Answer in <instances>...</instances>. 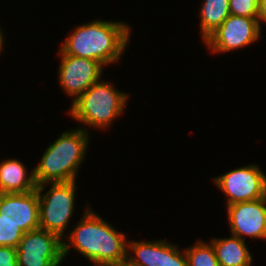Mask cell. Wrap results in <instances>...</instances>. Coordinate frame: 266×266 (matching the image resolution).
Returning a JSON list of instances; mask_svg holds the SVG:
<instances>
[{"label":"cell","mask_w":266,"mask_h":266,"mask_svg":"<svg viewBox=\"0 0 266 266\" xmlns=\"http://www.w3.org/2000/svg\"><path fill=\"white\" fill-rule=\"evenodd\" d=\"M84 211L78 225L65 237L70 244L63 242V257H66L73 246L96 266L127 261L128 241L125 235L115 230L90 207Z\"/></svg>","instance_id":"6da1fadb"},{"label":"cell","mask_w":266,"mask_h":266,"mask_svg":"<svg viewBox=\"0 0 266 266\" xmlns=\"http://www.w3.org/2000/svg\"><path fill=\"white\" fill-rule=\"evenodd\" d=\"M130 27L123 22L95 20L79 25L63 41L66 55L100 62L103 66L119 61L128 45Z\"/></svg>","instance_id":"7a4b0ae2"},{"label":"cell","mask_w":266,"mask_h":266,"mask_svg":"<svg viewBox=\"0 0 266 266\" xmlns=\"http://www.w3.org/2000/svg\"><path fill=\"white\" fill-rule=\"evenodd\" d=\"M85 128L66 131L45 150L33 169L36 185L76 180L89 141Z\"/></svg>","instance_id":"3957f363"},{"label":"cell","mask_w":266,"mask_h":266,"mask_svg":"<svg viewBox=\"0 0 266 266\" xmlns=\"http://www.w3.org/2000/svg\"><path fill=\"white\" fill-rule=\"evenodd\" d=\"M127 99L110 82L98 80L72 103L69 113L90 127L106 128L123 113Z\"/></svg>","instance_id":"277c9868"},{"label":"cell","mask_w":266,"mask_h":266,"mask_svg":"<svg viewBox=\"0 0 266 266\" xmlns=\"http://www.w3.org/2000/svg\"><path fill=\"white\" fill-rule=\"evenodd\" d=\"M75 183V181L51 183L50 190L44 194L41 192L45 190L46 184L36 187L40 228L55 233L62 240L75 208Z\"/></svg>","instance_id":"5b68a950"},{"label":"cell","mask_w":266,"mask_h":266,"mask_svg":"<svg viewBox=\"0 0 266 266\" xmlns=\"http://www.w3.org/2000/svg\"><path fill=\"white\" fill-rule=\"evenodd\" d=\"M18 266H60L63 240L45 229L24 233L17 248Z\"/></svg>","instance_id":"8992f818"},{"label":"cell","mask_w":266,"mask_h":266,"mask_svg":"<svg viewBox=\"0 0 266 266\" xmlns=\"http://www.w3.org/2000/svg\"><path fill=\"white\" fill-rule=\"evenodd\" d=\"M213 180L227 195V206L266 197V174L257 165L239 167Z\"/></svg>","instance_id":"52a82bcc"},{"label":"cell","mask_w":266,"mask_h":266,"mask_svg":"<svg viewBox=\"0 0 266 266\" xmlns=\"http://www.w3.org/2000/svg\"><path fill=\"white\" fill-rule=\"evenodd\" d=\"M258 18L230 14L204 43L212 52L223 53L247 47L260 38Z\"/></svg>","instance_id":"ba28073f"},{"label":"cell","mask_w":266,"mask_h":266,"mask_svg":"<svg viewBox=\"0 0 266 266\" xmlns=\"http://www.w3.org/2000/svg\"><path fill=\"white\" fill-rule=\"evenodd\" d=\"M59 51V83L69 96H74L73 103L93 83L101 80L104 66L96 60L66 55Z\"/></svg>","instance_id":"9c48e42d"},{"label":"cell","mask_w":266,"mask_h":266,"mask_svg":"<svg viewBox=\"0 0 266 266\" xmlns=\"http://www.w3.org/2000/svg\"><path fill=\"white\" fill-rule=\"evenodd\" d=\"M232 235L266 239V197L227 206Z\"/></svg>","instance_id":"30bf717a"},{"label":"cell","mask_w":266,"mask_h":266,"mask_svg":"<svg viewBox=\"0 0 266 266\" xmlns=\"http://www.w3.org/2000/svg\"><path fill=\"white\" fill-rule=\"evenodd\" d=\"M166 241L128 242L127 261L133 266H187V256L185 250L183 253Z\"/></svg>","instance_id":"8fae6325"},{"label":"cell","mask_w":266,"mask_h":266,"mask_svg":"<svg viewBox=\"0 0 266 266\" xmlns=\"http://www.w3.org/2000/svg\"><path fill=\"white\" fill-rule=\"evenodd\" d=\"M0 215L24 233L40 228L37 189L26 193H0Z\"/></svg>","instance_id":"7c38bea8"},{"label":"cell","mask_w":266,"mask_h":266,"mask_svg":"<svg viewBox=\"0 0 266 266\" xmlns=\"http://www.w3.org/2000/svg\"><path fill=\"white\" fill-rule=\"evenodd\" d=\"M27 169L17 159L0 162V193H26L36 189L33 170Z\"/></svg>","instance_id":"4fadbf2b"},{"label":"cell","mask_w":266,"mask_h":266,"mask_svg":"<svg viewBox=\"0 0 266 266\" xmlns=\"http://www.w3.org/2000/svg\"><path fill=\"white\" fill-rule=\"evenodd\" d=\"M211 244L219 266H250L252 263L245 240L238 236L231 234L229 238L213 239Z\"/></svg>","instance_id":"5bb4252c"},{"label":"cell","mask_w":266,"mask_h":266,"mask_svg":"<svg viewBox=\"0 0 266 266\" xmlns=\"http://www.w3.org/2000/svg\"><path fill=\"white\" fill-rule=\"evenodd\" d=\"M230 15L229 0H205L200 9V31L203 41Z\"/></svg>","instance_id":"9a60e30c"},{"label":"cell","mask_w":266,"mask_h":266,"mask_svg":"<svg viewBox=\"0 0 266 266\" xmlns=\"http://www.w3.org/2000/svg\"><path fill=\"white\" fill-rule=\"evenodd\" d=\"M187 266H219L211 243L197 241L190 248H185Z\"/></svg>","instance_id":"2e32d148"},{"label":"cell","mask_w":266,"mask_h":266,"mask_svg":"<svg viewBox=\"0 0 266 266\" xmlns=\"http://www.w3.org/2000/svg\"><path fill=\"white\" fill-rule=\"evenodd\" d=\"M23 235L24 232L18 225L0 215V246L17 248Z\"/></svg>","instance_id":"e0dca14e"},{"label":"cell","mask_w":266,"mask_h":266,"mask_svg":"<svg viewBox=\"0 0 266 266\" xmlns=\"http://www.w3.org/2000/svg\"><path fill=\"white\" fill-rule=\"evenodd\" d=\"M230 14L258 18L259 0H229Z\"/></svg>","instance_id":"ac0fdd59"},{"label":"cell","mask_w":266,"mask_h":266,"mask_svg":"<svg viewBox=\"0 0 266 266\" xmlns=\"http://www.w3.org/2000/svg\"><path fill=\"white\" fill-rule=\"evenodd\" d=\"M0 266H18L16 248L0 246Z\"/></svg>","instance_id":"d6986e66"},{"label":"cell","mask_w":266,"mask_h":266,"mask_svg":"<svg viewBox=\"0 0 266 266\" xmlns=\"http://www.w3.org/2000/svg\"><path fill=\"white\" fill-rule=\"evenodd\" d=\"M258 21L266 23V0H259Z\"/></svg>","instance_id":"ffe728a7"},{"label":"cell","mask_w":266,"mask_h":266,"mask_svg":"<svg viewBox=\"0 0 266 266\" xmlns=\"http://www.w3.org/2000/svg\"><path fill=\"white\" fill-rule=\"evenodd\" d=\"M105 266H133V265H131L128 261H125V262L110 264V265H105Z\"/></svg>","instance_id":"44dd1931"},{"label":"cell","mask_w":266,"mask_h":266,"mask_svg":"<svg viewBox=\"0 0 266 266\" xmlns=\"http://www.w3.org/2000/svg\"><path fill=\"white\" fill-rule=\"evenodd\" d=\"M4 38H3V33H2V29H0V52L3 50V42H4V40H3Z\"/></svg>","instance_id":"7402d4cb"}]
</instances>
